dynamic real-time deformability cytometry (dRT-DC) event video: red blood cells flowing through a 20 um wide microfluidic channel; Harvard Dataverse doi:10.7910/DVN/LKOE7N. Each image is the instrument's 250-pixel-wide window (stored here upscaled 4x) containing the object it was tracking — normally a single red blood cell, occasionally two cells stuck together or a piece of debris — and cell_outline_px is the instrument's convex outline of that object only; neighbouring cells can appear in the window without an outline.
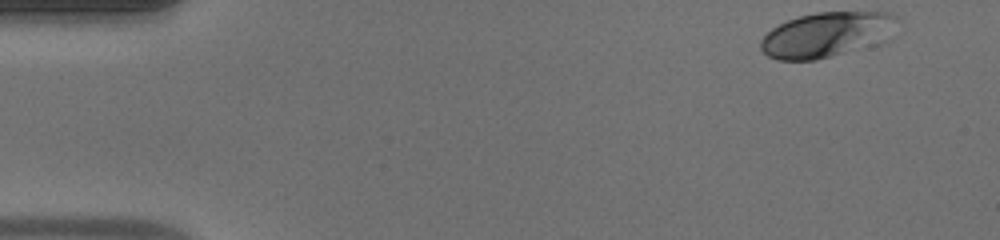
{"species": "human", "species_latin": "Homo sapiens", "temperature_condition": "warm", "stored_images_in_passage": 46, "camera_frame_rate_fps": 3000, "um_per_image_px": 0.085, "donor": {"sex": "male"}, "frame": {"image": 1, "passage_image": 1, "time_ms": 0.0, "image_size_px": [1000, 240], "cell_outline_px": [[896, 16], [836, 52], [828, 56], [816, 60], [776, 60], [768, 56], [760, 48], [760, 40], [772, 28], [788, 20], [800, 16], [816, 12], [892, 12]], "centroid_in_image_um": [69.65, 2.9], "position_along_channel_um": 15.4, "area_um2": 30.69}}
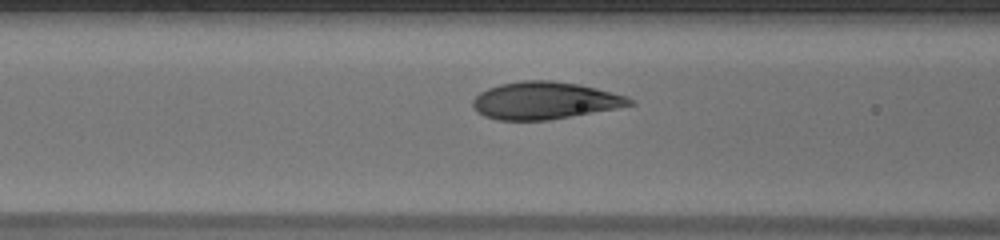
{"frame": {"image": 2, "passage_image": 17, "time_ms": 5.333, "image_size_px": [1000, 240], "cell_outline_px": [[636, 104], [616, 108], [548, 120], [496, 120], [484, 116], [476, 112], [472, 104], [472, 100], [480, 92], [488, 88], [500, 84], [524, 80], [552, 80], [580, 84], [628, 96]], "centroid_in_image_um": [46.28, 8.54], "position_along_channel_um": 120.3, "area_um2": 34.16}}
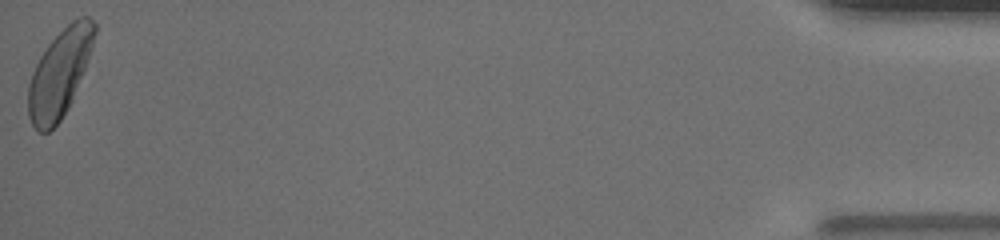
{"frame": {"image": 3, "passage_image": 46, "time_ms": 15.0, "image_size_px": [1000, 240], "cell_outline_px": [[96, 32], [84, 72], [72, 100], [68, 108], [60, 120], [48, 132], [36, 132], [28, 116], [28, 84], [32, 72], [40, 56], [48, 44], [72, 20], [80, 16], [88, 16], [96, 24]], "centroid_in_image_um": [5.06, 6.24], "position_along_channel_um": 430.1, "area_um2": 33.58}, "authors_computed_cell_mechanics": {"area_um2": 33.0616, "velocity_mm_per_s": 4.2116, "shape_relaxation_time_tau1_ms": 2.5235, "shape_relaxation_time_tau2_ms": null, "deformation_change_tau1": 0.1602, "deformation_change_tau2": null}}